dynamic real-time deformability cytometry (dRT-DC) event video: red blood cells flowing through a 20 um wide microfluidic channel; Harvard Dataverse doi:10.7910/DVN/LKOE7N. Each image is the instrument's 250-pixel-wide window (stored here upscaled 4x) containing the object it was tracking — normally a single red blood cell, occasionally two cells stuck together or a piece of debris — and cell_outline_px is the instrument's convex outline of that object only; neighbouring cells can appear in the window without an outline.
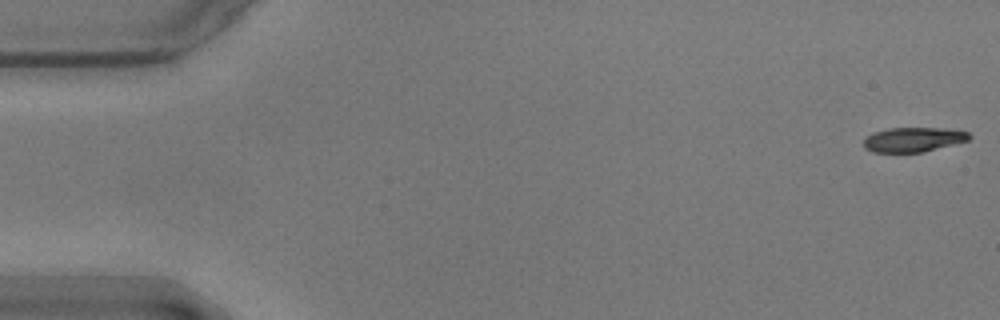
{"species": "common noctule bat (a hibernating species)", "species_latin": "Nyctalus noctula", "temperature_condition": "warm", "stored_images_in_passage": 56, "camera_frame_rate_fps": 3000, "um_per_image_px": 0.085, "animal": {"sex": "male", "body_mass_g": 17.9}, "frame": {"image": 1, "passage_image": 1, "time_ms": 0.0, "image_size_px": [1000, 320], "cell_outline_px": [[972, 136], [968, 140], [920, 152], [872, 152], [864, 148], [864, 140], [872, 132], [888, 128], [944, 128], [968, 132]], "centroid_in_image_um": [77.59, 11.85], "position_along_channel_um": 7.4, "area_um2": 14.91}}
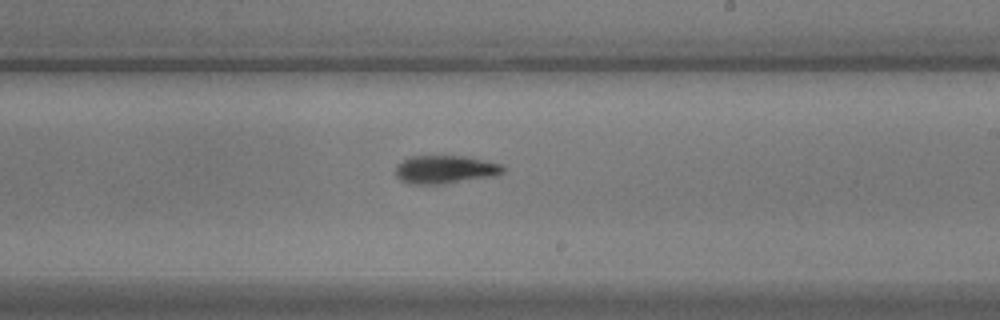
{"frame": {"image": 2, "passage_image": 33, "time_ms": 10.667, "image_size_px": [1000, 320], "cell_outline_px": [[504, 172], [496, 176], [444, 184], [408, 184], [400, 180], [396, 176], [396, 164], [408, 156], [464, 156], [484, 160], [500, 164], [504, 168]], "centroid_in_image_um": [37.81, 14.41], "position_along_channel_um": 251.2, "area_um2": 17.86}}
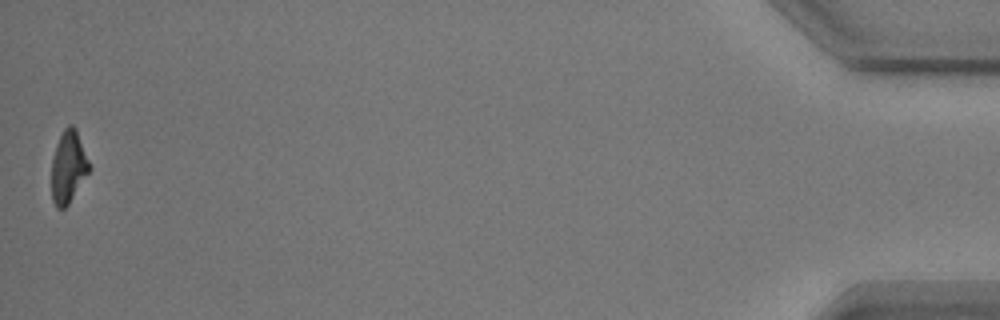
{"frame": {"image": 3, "passage_image": 56, "time_ms": 18.333, "image_size_px": [1000, 320], "cell_outline_px": [[92, 168], [68, 204], [64, 208], [56, 208], [52, 200], [52, 160], [56, 144], [64, 128], [68, 124], [72, 124], [76, 128], [92, 164]], "centroid_in_image_um": [5.84, 14.15], "position_along_channel_um": 429.4, "area_um2": 16.13}, "authors_computed_cell_mechanics": {"area_um2": 17.1666, "velocity_mm_per_s": 3.5674, "shape_relaxation_time_tau1_ms": 2.6171, "shape_relaxation_time_tau2_ms": 6.8557, "deformation_change_tau1": 0.1634, "deformation_change_tau2": 0.1712}}